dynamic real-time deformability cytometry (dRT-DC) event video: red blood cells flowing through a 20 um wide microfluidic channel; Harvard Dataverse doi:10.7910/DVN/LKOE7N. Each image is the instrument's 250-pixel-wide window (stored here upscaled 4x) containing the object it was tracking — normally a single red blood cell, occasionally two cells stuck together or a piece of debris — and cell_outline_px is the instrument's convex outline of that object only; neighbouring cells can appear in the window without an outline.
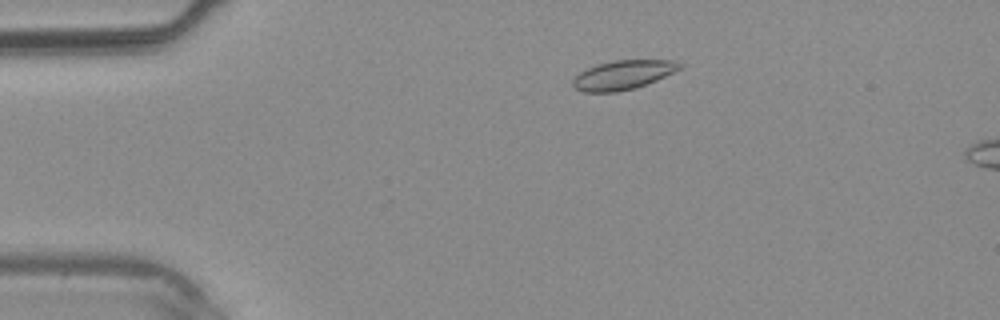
{"species": "common noctule bat (a hibernating species)", "species_latin": "Nyctalus noctula", "temperature_condition": "warm", "stored_images_in_passage": 10, "camera_frame_rate_fps": 3000, "um_per_image_px": 0.085, "animal": {"sex": "male", "body_mass_g": 20.4}, "frame": {"image": 1, "passage_image": 6, "time_ms": 1.667, "image_size_px": [1000, 320], "cell_outline_px": [[684, 64], [680, 68], [656, 80], [636, 88], [616, 92], [584, 92], [576, 88], [572, 84], [572, 80], [580, 72], [588, 68], [612, 60], [672, 60]], "centroid_in_image_um": [52.95, 6.37], "position_along_channel_um": 32.0, "area_um2": 17.92}}